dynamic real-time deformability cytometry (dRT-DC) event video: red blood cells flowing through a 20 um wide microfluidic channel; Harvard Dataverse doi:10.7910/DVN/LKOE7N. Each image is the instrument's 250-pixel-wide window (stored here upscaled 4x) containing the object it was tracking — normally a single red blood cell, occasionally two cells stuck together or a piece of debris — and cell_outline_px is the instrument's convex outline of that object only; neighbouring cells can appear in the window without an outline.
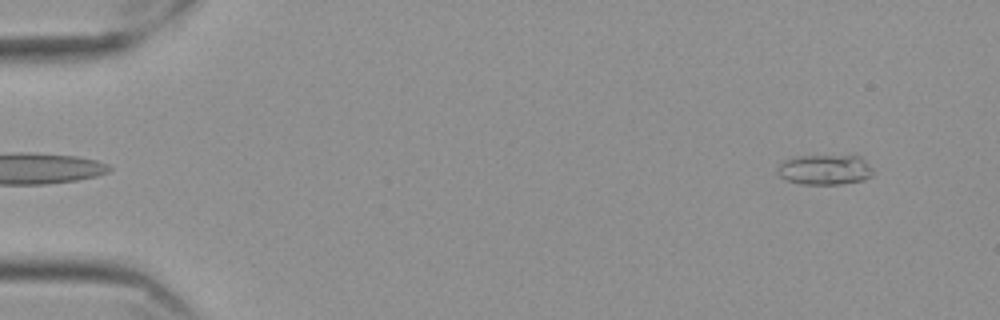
{"species": "Egyptian fruit bat (a non-hibernating species)", "species_latin": "Rousettus aegyptiacus", "temperature_condition": "cold", "stored_images_in_passage": 57, "camera_frame_rate_fps": 3000, "um_per_image_px": 0.085, "frame": {"image": 1, "passage_image": 3, "time_ms": 0.667, "image_size_px": [1000, 320], "cell_outline_px": [[872, 176], [864, 180], [840, 184], [800, 184], [788, 180], [780, 176], [776, 172], [776, 168], [784, 160], [796, 156], [860, 156], [872, 168]], "centroid_in_image_um": [70.09, 14.43], "position_along_channel_um": 14.9, "area_um2": 16.76}}
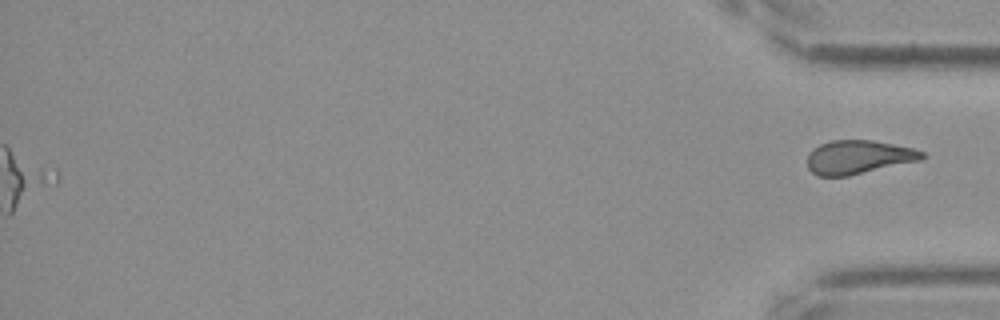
{"frame": {"image": 2, "passage_image": 57, "time_ms": 18.667, "image_size_px": [1000, 320], "cell_outline_px": [[928, 156], [920, 160], [848, 176], [816, 176], [808, 168], [808, 156], [812, 148], [820, 144], [832, 140], [872, 140], [912, 148], [924, 152]], "centroid_in_image_um": [72.95, 13.35], "position_along_channel_um": 362.2, "area_um2": 22.48}}